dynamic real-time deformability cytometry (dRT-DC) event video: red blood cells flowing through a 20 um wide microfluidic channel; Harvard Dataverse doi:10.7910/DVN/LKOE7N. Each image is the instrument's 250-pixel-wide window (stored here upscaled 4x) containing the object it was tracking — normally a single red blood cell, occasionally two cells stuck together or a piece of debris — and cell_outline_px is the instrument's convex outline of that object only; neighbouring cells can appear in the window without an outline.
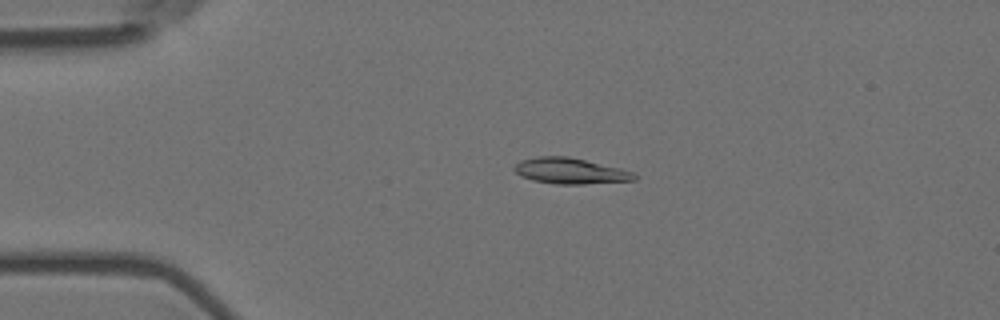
{"species": "Egyptian fruit bat (a non-hibernating species)", "species_latin": "Rousettus aegyptiacus", "temperature_condition": "room temperature", "stored_images_in_passage": 6, "camera_frame_rate_fps": 3000, "um_per_image_px": 0.085, "animal": {"sex": "female"}, "frame": {"image": 1, "passage_image": 4, "time_ms": 1.0, "image_size_px": [1000, 320], "cell_outline_px": [[636, 180], [584, 184], [556, 184], [532, 180], [520, 176], [512, 168], [520, 160], [536, 156], [568, 156], [620, 168], [632, 172], [636, 176]], "centroid_in_image_um": [48.43, 14.53], "position_along_channel_um": 36.6, "area_um2": 18.09}}